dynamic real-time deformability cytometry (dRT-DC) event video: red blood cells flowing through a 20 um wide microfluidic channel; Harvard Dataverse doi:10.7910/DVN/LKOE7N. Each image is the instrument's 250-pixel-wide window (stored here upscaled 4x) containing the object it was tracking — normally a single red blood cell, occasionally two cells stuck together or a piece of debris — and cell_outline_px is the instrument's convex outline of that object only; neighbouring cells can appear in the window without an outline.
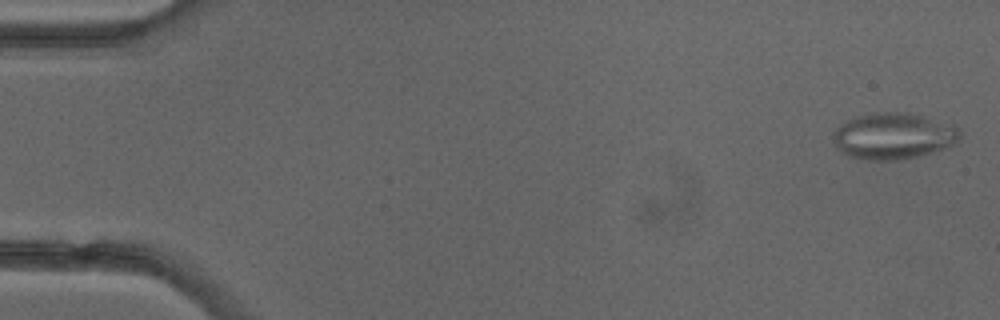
{"species": "common noctule bat (a hibernating species)", "species_latin": "Nyctalus noctula", "temperature_condition": "cold", "stored_images_in_passage": 5, "camera_frame_rate_fps": 3000, "um_per_image_px": 0.085, "animal": {"sex": "female"}, "frame": {"image": 1, "passage_image": 1, "time_ms": 0.0, "image_size_px": [1000, 320], "cell_outline_px": [[960, 136], [948, 148], [920, 156], [896, 160], [864, 160], [848, 156], [840, 152], [832, 144], [832, 132], [840, 124], [856, 116], [872, 112], [908, 112], [956, 124], [960, 132]], "centroid_in_image_um": [75.91, 11.56], "position_along_channel_um": 9.1, "area_um2": 34.97}}